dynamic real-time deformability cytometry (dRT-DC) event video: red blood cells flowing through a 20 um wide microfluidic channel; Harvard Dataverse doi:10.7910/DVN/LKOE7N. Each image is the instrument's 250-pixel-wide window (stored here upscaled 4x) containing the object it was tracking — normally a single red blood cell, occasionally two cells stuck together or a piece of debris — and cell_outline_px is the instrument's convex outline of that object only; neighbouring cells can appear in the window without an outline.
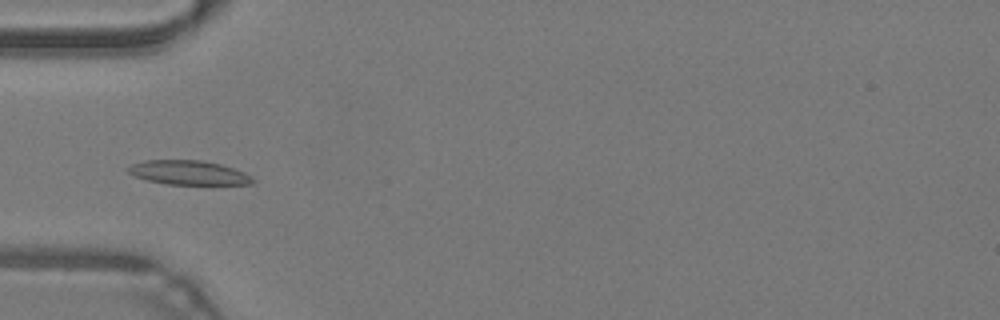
{"species": "common noctule bat (a hibernating species)", "species_latin": "Nyctalus noctula", "temperature_condition": "warm", "stored_images_in_passage": 38, "camera_frame_rate_fps": 3000, "um_per_image_px": 0.085, "animal": {"sex": "male", "body_mass_g": 19.2, "forearm_length_mm": 51.8}, "frame": {"image": 1, "passage_image": 6, "time_ms": 1.667, "image_size_px": [1000, 320], "cell_outline_px": [[256, 180], [252, 184], [164, 184], [144, 180], [132, 176], [128, 172], [128, 168], [132, 164], [148, 160], [200, 160], [220, 164], [244, 172], [252, 176]], "centroid_in_image_um": [16.01, 14.68], "position_along_channel_um": 69.0, "area_um2": 17.63}}
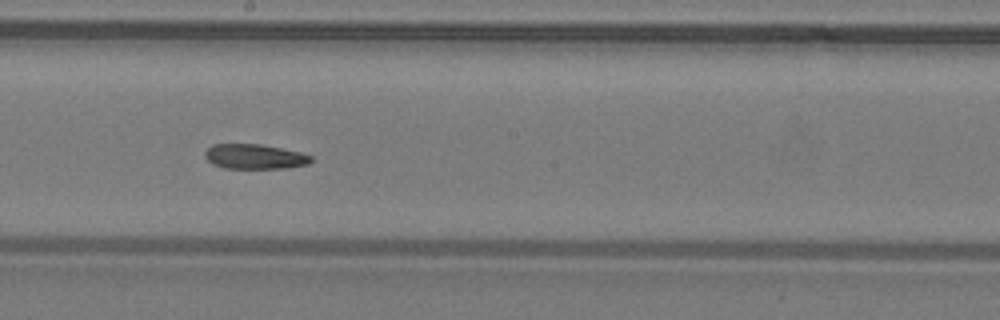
{"frame": {"image": 2, "passage_image": 17, "time_ms": 5.333, "image_size_px": [1000, 320], "cell_outline_px": [[312, 160], [308, 164], [284, 168], [224, 168], [212, 164], [204, 156], [204, 152], [212, 144], [260, 144], [300, 152], [312, 156]], "centroid_in_image_um": [21.62, 13.31], "position_along_channel_um": 226.6, "area_um2": 15.32}}
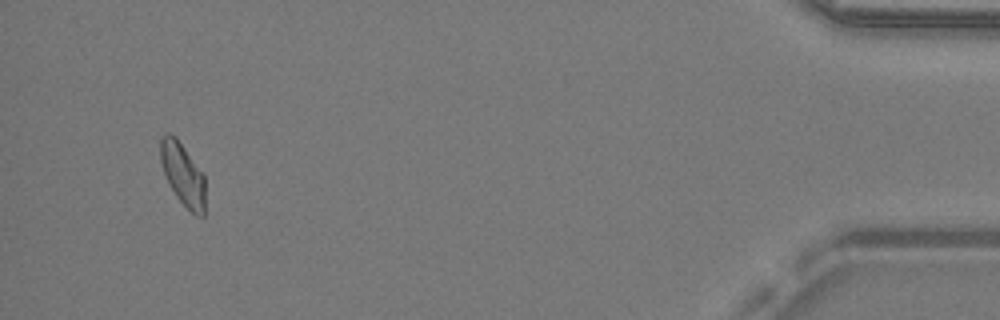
{"frame": {"image": 3, "passage_image": 36, "time_ms": 11.667, "image_size_px": [1000, 320], "cell_outline_px": [[204, 216], [196, 216], [176, 196], [168, 184], [160, 160], [160, 136], [164, 132], [168, 132], [176, 136], [204, 176]], "centroid_in_image_um": [15.5, 14.77], "position_along_channel_um": 419.7, "area_um2": 16.18}, "authors_computed_cell_mechanics": {"area_um2": 16.4441, "velocity_mm_per_s": 4.2904, "shape_relaxation_time_tau1_ms": null, "shape_relaxation_time_tau2_ms": 5.6641, "deformation_change_tau1": null, "deformation_change_tau2": 0.1293}}